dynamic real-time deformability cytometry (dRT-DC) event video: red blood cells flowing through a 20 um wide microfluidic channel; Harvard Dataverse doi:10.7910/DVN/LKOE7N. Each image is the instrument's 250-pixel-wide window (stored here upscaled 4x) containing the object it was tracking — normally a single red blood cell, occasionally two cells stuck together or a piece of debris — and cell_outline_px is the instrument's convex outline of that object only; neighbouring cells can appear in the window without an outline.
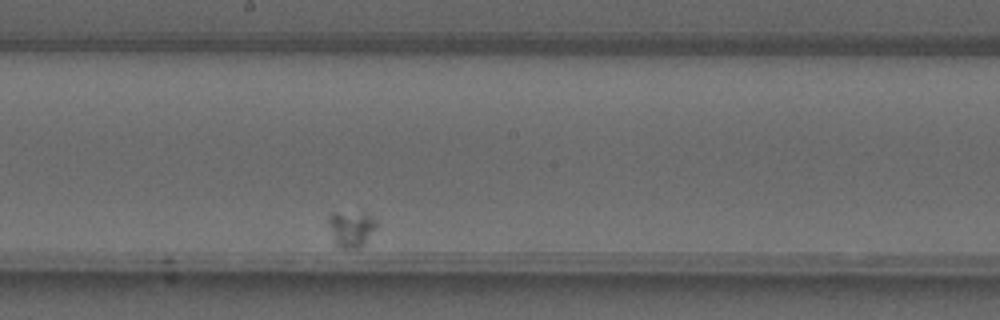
{"species": "common noctule bat (a hibernating species)", "species_latin": "Nyctalus noctula", "temperature_condition": "warm", "stored_images_in_passage": 31, "camera_frame_rate_fps": 3000, "um_per_image_px": 0.085, "animal": {"sex": "male", "forearm_length_mm": 52.5}, "frame": {"image": 1, "passage_image": 17, "time_ms": 5.333, "image_size_px": [1000, 320], "cell_outline_px": [[376, 228], [364, 244], [360, 248], [340, 248], [336, 244], [328, 224], [328, 212], [368, 212], [376, 220]], "centroid_in_image_um": [29.86, 19.4], "position_along_channel_um": 218.3, "area_um2": 10.29}}